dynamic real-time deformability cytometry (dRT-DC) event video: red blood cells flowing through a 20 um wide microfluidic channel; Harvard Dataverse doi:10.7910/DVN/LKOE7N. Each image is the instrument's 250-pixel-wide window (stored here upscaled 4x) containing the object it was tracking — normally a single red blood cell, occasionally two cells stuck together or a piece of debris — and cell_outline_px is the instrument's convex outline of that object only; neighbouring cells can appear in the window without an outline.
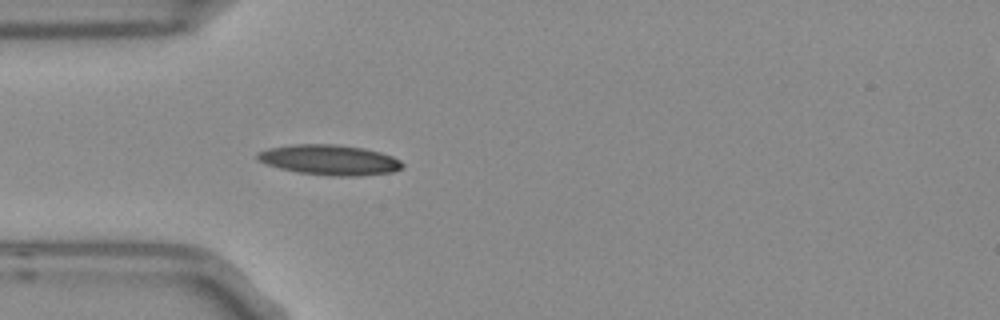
{"species": "Egyptian fruit bat (a non-hibernating species)", "species_latin": "Rousettus aegyptiacus", "temperature_condition": "room temperature", "stored_images_in_passage": 4, "camera_frame_rate_fps": 3000, "um_per_image_px": 0.085, "frame": {"image": 1, "passage_image": 4, "time_ms": 1.0, "image_size_px": [1000, 320], "cell_outline_px": [[404, 168], [392, 172], [360, 176], [336, 176], [300, 172], [280, 168], [256, 160], [256, 152], [268, 148], [292, 144], [336, 144], [364, 148], [380, 152], [392, 156], [400, 160], [404, 164]], "centroid_in_image_um": [28.02, 13.58], "position_along_channel_um": 57.0, "area_um2": 25.61}}